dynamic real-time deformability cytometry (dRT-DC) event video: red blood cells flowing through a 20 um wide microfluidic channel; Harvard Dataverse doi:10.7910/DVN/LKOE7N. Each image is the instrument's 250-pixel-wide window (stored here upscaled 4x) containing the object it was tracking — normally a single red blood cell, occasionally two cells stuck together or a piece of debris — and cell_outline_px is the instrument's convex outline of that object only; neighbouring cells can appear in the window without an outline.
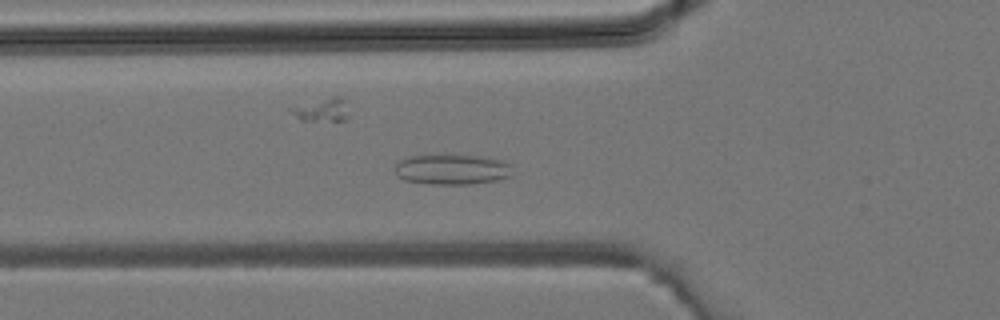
{"species": "common noctule bat (a hibernating species)", "species_latin": "Nyctalus noctula", "temperature_condition": "room temperature", "stored_images_in_passage": 36, "segment_of_instrument_passage": [1, 2], "camera_frame_rate_fps": 3000, "um_per_image_px": 0.085, "animal": {"sex": "male", "body_mass_g": 19.2, "forearm_length_mm": 51.8}, "frame": {"image": 1, "passage_image": 10, "time_ms": 3.0, "image_size_px": [1000, 320], "cell_outline_px": [[512, 176], [496, 180], [468, 184], [432, 184], [404, 180], [396, 176], [396, 164], [400, 160], [412, 156], [452, 152], [480, 156], [504, 160], [508, 164]], "centroid_in_image_um": [38.4, 14.36], "position_along_channel_um": 87.4, "area_um2": 21.33}}
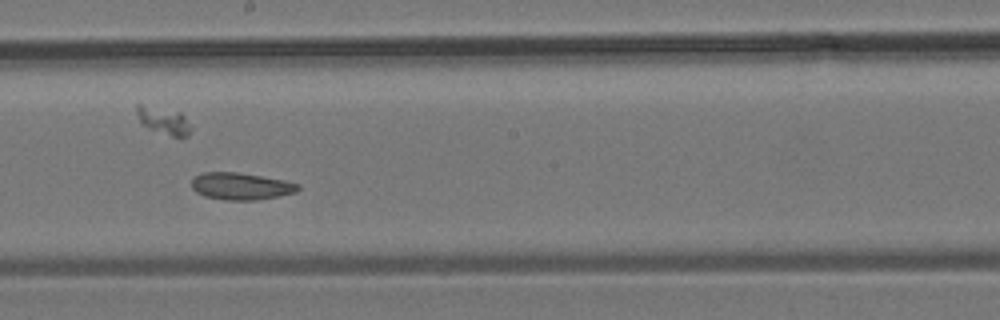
{"frame": {"image": 2, "passage_image": 18, "time_ms": 5.667, "image_size_px": [1000, 320], "cell_outline_px": [[300, 188], [296, 192], [256, 200], [224, 200], [204, 196], [196, 192], [192, 188], [192, 180], [196, 176], [204, 172], [236, 172], [284, 180], [300, 184]], "centroid_in_image_um": [20.47, 15.83], "position_along_channel_um": 227.7, "area_um2": 16.65}}
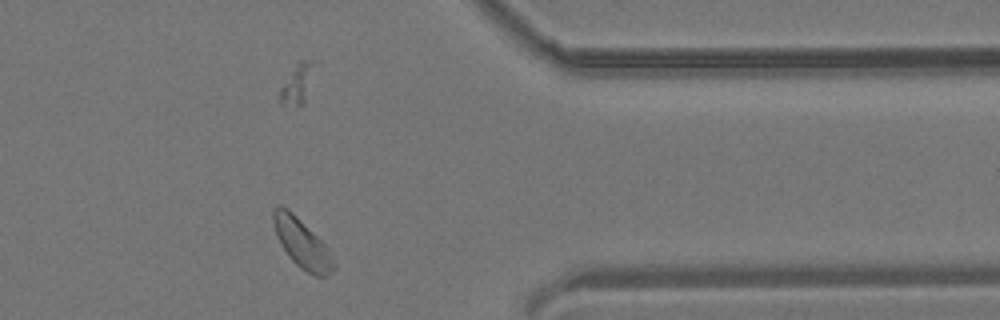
{"frame": {"image": 3, "passage_image": 28, "time_ms": 9.0, "image_size_px": [1000, 320], "cell_outline_px": [[336, 264], [328, 276], [316, 276], [300, 268], [288, 256], [280, 244], [276, 236], [272, 220], [272, 208], [276, 204], [280, 204], [288, 208], [332, 252]], "centroid_in_image_um": [25.63, 20.66], "position_along_channel_um": 385.8, "area_um2": 17.34}}